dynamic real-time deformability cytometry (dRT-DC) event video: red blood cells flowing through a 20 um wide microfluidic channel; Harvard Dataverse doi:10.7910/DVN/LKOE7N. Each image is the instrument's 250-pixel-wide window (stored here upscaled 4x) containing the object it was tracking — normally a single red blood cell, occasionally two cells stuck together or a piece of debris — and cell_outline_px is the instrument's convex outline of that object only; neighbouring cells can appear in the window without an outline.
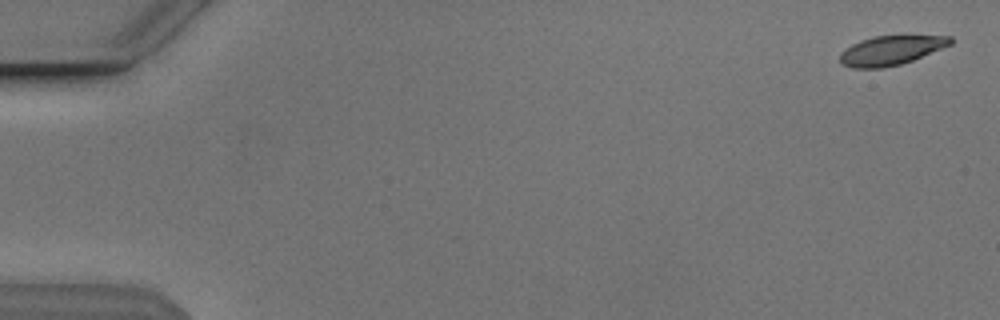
{"species": "Egyptian fruit bat (a non-hibernating species)", "species_latin": "Rousettus aegyptiacus", "temperature_condition": "cold", "stored_images_in_passage": 42, "camera_frame_rate_fps": 3000, "um_per_image_px": 0.085, "animal": {"sex": "male"}, "frame": {"image": 1, "passage_image": 2, "time_ms": 0.333, "image_size_px": [1000, 320], "cell_outline_px": [[952, 44], [912, 60], [900, 64], [884, 68], [852, 68], [840, 64], [840, 52], [852, 44], [860, 40], [872, 36], [952, 36]], "centroid_in_image_um": [75.68, 4.29], "position_along_channel_um": 9.3, "area_um2": 18.79}}
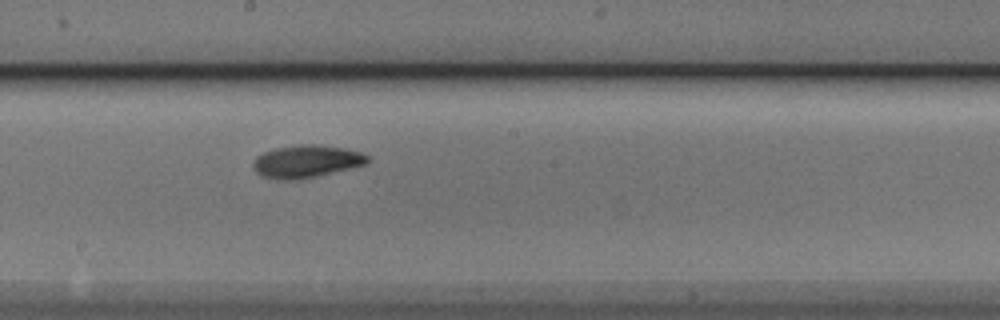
{"frame": {"image": 2, "passage_image": 31, "time_ms": 10.0, "image_size_px": [1000, 320], "cell_outline_px": [[372, 160], [368, 164], [316, 176], [296, 180], [280, 180], [260, 176], [256, 172], [252, 164], [256, 156], [264, 152], [276, 148], [300, 144], [316, 144], [344, 148], [360, 152], [368, 156]], "centroid_in_image_um": [26.05, 13.72], "position_along_channel_um": 222.2, "area_um2": 21.85}}
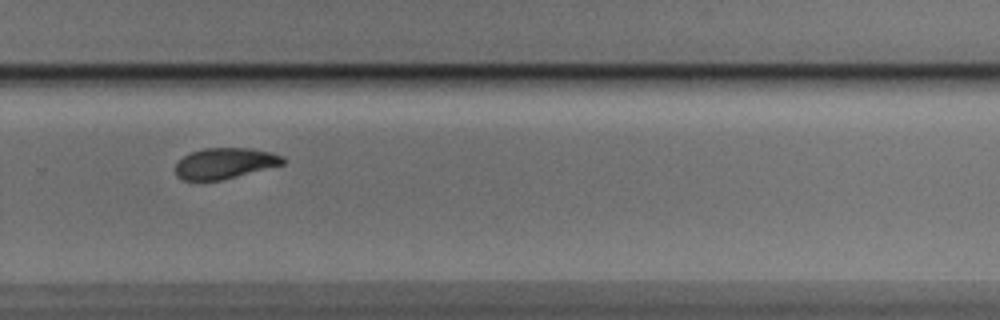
{"frame": {"image": 3, "passage_image": 38, "time_ms": 12.333, "image_size_px": [1000, 320], "cell_outline_px": [[284, 164], [220, 180], [180, 180], [176, 176], [176, 164], [184, 156], [192, 152], [204, 148], [248, 148], [272, 152], [284, 156]], "centroid_in_image_um": [19.11, 13.87], "position_along_channel_um": 310.7, "area_um2": 19.13}}